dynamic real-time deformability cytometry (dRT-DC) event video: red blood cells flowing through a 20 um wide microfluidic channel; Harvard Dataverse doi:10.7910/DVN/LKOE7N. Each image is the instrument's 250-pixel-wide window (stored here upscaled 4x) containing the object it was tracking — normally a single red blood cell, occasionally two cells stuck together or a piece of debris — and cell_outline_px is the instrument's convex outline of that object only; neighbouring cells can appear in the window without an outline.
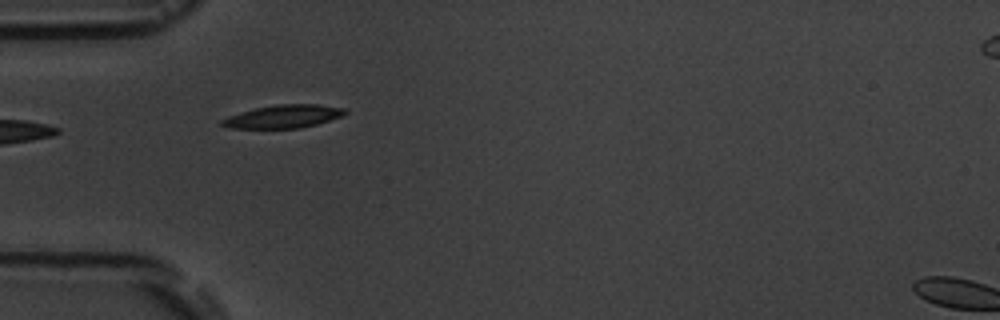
{"species": "common noctule bat (a hibernating species)", "species_latin": "Nyctalus noctula", "temperature_condition": "room temperature", "stored_images_in_passage": 2, "camera_frame_rate_fps": 3000, "um_per_image_px": 0.085, "animal": {"sex": "male", "body_mass_g": 19.5, "forearm_length_mm": 54.6}, "frame": {"image": 1, "passage_image": 1, "time_ms": 0.0, "image_size_px": [1000, 320], "cell_outline_px": [[348, 112], [340, 116], [316, 124], [300, 128], [228, 128], [220, 124], [220, 120], [228, 116], [240, 112], [256, 108], [276, 104], [316, 104], [344, 108]], "centroid_in_image_um": [24.04, 9.9], "position_along_channel_um": 61.0, "area_um2": 16.42}}
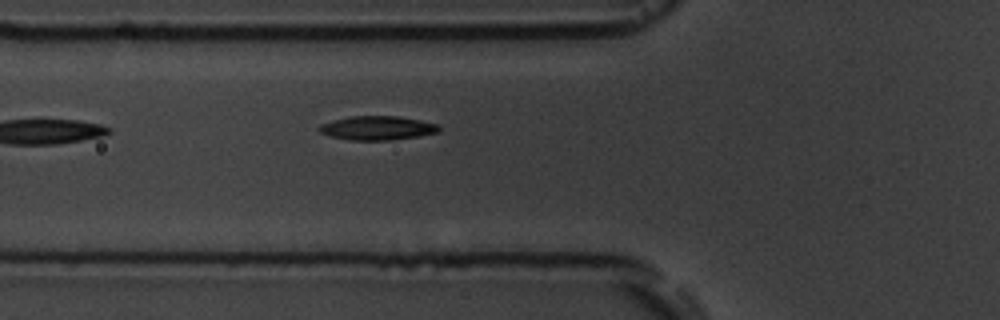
{"frame": {"image": 2, "passage_image": 2, "time_ms": 1.0, "image_size_px": [1000, 320], "cell_outline_px": [[440, 132], [392, 140], [352, 140], [328, 136], [320, 132], [316, 128], [320, 124], [348, 116], [400, 116], [440, 124]], "centroid_in_image_um": [32.07, 10.87], "position_along_channel_um": 93.7, "area_um2": 16.88}}